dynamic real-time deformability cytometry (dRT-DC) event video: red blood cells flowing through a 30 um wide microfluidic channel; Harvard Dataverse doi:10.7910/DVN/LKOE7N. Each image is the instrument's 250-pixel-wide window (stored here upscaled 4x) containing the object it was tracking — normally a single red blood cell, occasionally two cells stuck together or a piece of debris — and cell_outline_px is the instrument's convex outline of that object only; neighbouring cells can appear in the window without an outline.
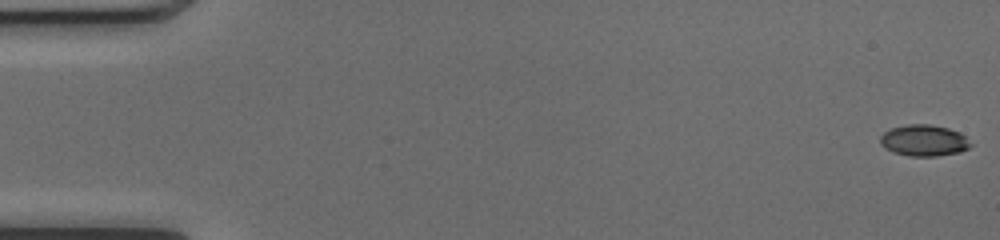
{"species": "common noctule bat (a hibernating species)", "species_latin": "Nyctalus noctula", "temperature_condition": "cold", "stored_images_in_passage": 51, "camera_frame_rate_fps": 3000, "um_per_image_px": 0.085, "animal": {"sex": "female", "body_mass_g": 17.0, "forearm_length_mm": 48.0}, "frame": {"image": 1, "passage_image": 1, "time_ms": 0.0, "image_size_px": [1000, 240], "cell_outline_px": [[972, 144], [968, 148], [960, 152], [936, 156], [908, 156], [892, 152], [880, 144], [880, 136], [884, 132], [892, 128], [908, 124], [928, 124], [948, 128], [964, 136]], "centroid_in_image_um": [78.5, 11.95], "position_along_channel_um": 6.5, "area_um2": 16.36}}
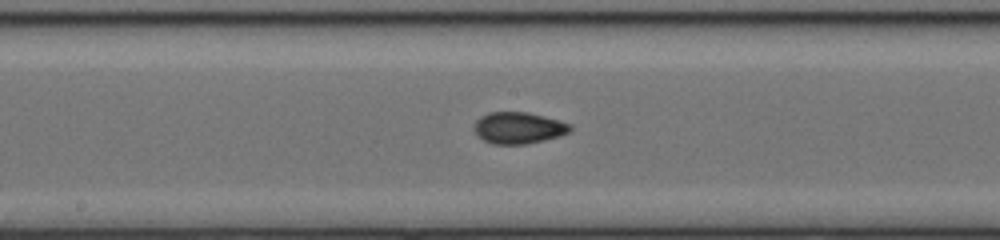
{"frame": {"image": 2, "passage_image": 27, "time_ms": 8.667, "image_size_px": [1000, 240], "cell_outline_px": [[572, 128], [568, 132], [560, 136], [528, 144], [492, 144], [484, 140], [472, 128], [472, 124], [480, 116], [488, 112], [528, 112], [544, 116], [572, 124]], "centroid_in_image_um": [44.06, 10.86], "position_along_channel_um": 204.1, "area_um2": 17.8}}
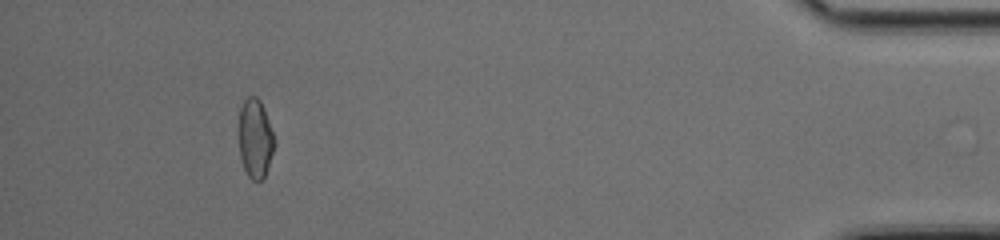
{"frame": {"image": 3, "passage_image": 47, "time_ms": 15.333, "image_size_px": [1000, 240], "cell_outline_px": [[276, 144], [264, 180], [252, 180], [248, 176], [244, 168], [240, 156], [240, 108], [244, 100], [248, 96], [256, 96], [260, 100], [264, 108], [276, 140]], "centroid_in_image_um": [21.73, 11.79], "position_along_channel_um": 413.5, "area_um2": 16.47}, "authors_computed_cell_mechanics": {"area_um2": 16.8776, "velocity_mm_per_s": 4.1339, "shape_relaxation_time_tau1_ms": 6.5663, "shape_relaxation_time_tau2_ms": 1.5018, "deformation_change_tau1": 0.1483, "deformation_change_tau2": 0.0522}}